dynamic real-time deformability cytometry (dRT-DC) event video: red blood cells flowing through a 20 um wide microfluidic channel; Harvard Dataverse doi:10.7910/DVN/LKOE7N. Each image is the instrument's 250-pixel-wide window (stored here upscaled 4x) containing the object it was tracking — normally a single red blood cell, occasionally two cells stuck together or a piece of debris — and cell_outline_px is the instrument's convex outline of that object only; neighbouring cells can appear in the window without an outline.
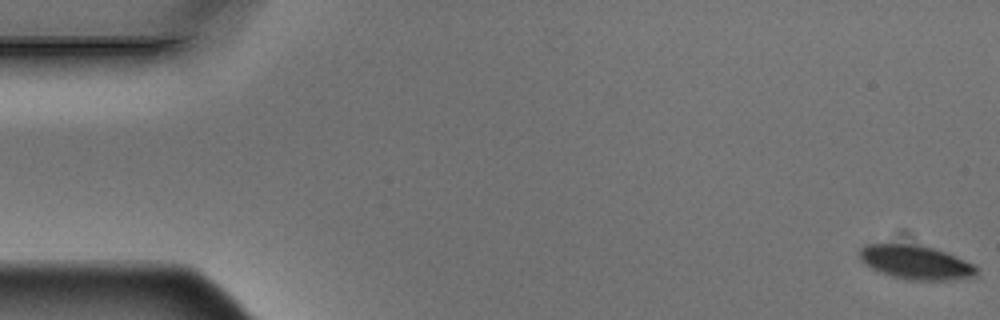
{"species": "Egyptian fruit bat (a non-hibernating species)", "species_latin": "Rousettus aegyptiacus", "temperature_condition": "warm", "stored_images_in_passage": 6, "camera_frame_rate_fps": 3000, "um_per_image_px": 0.085, "animal": {"sex": "male"}, "frame": {"image": 1, "passage_image": 1, "time_ms": 0.0, "image_size_px": [1000, 320], "cell_outline_px": [[976, 272], [972, 276], [952, 280], [904, 280], [880, 272], [872, 268], [860, 260], [860, 248], [868, 244], [908, 244], [932, 248], [944, 252], [972, 264], [976, 268]], "centroid_in_image_um": [77.78, 22.31], "position_along_channel_um": 7.2, "area_um2": 22.6}}
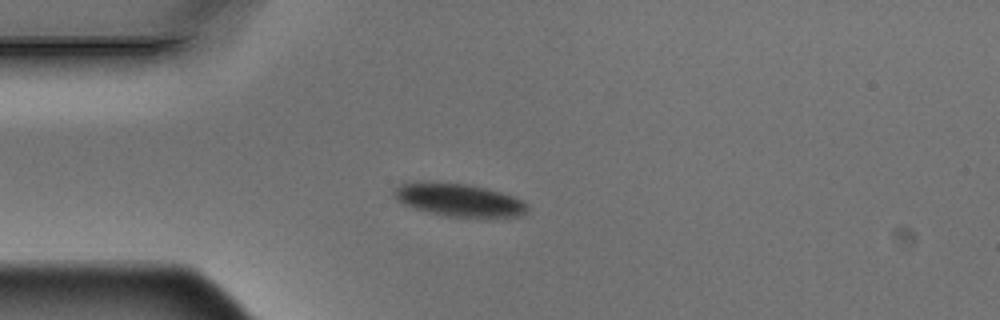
{"frame": {"image": 2, "passage_image": 5, "time_ms": 1.333, "image_size_px": [1000, 320], "cell_outline_px": [[528, 212], [524, 216], [440, 216], [412, 208], [396, 200], [392, 192], [400, 184], [416, 180], [428, 180], [472, 184], [500, 192], [512, 196], [528, 204]], "centroid_in_image_um": [38.93, 16.96], "position_along_channel_um": 46.1, "area_um2": 26.07}}
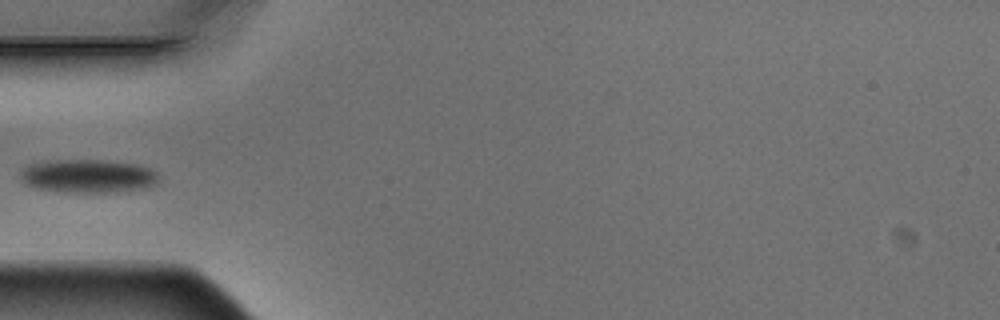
{"frame": {"image": 3, "passage_image": 6, "time_ms": 1.667, "image_size_px": [1000, 320], "cell_outline_px": [[156, 184], [144, 188], [128, 192], [56, 192], [32, 188], [24, 184], [20, 180], [20, 172], [28, 164], [56, 160], [100, 160], [136, 164], [148, 168], [156, 172]], "centroid_in_image_um": [7.41, 14.99], "position_along_channel_um": 77.6, "area_um2": 27.22}}